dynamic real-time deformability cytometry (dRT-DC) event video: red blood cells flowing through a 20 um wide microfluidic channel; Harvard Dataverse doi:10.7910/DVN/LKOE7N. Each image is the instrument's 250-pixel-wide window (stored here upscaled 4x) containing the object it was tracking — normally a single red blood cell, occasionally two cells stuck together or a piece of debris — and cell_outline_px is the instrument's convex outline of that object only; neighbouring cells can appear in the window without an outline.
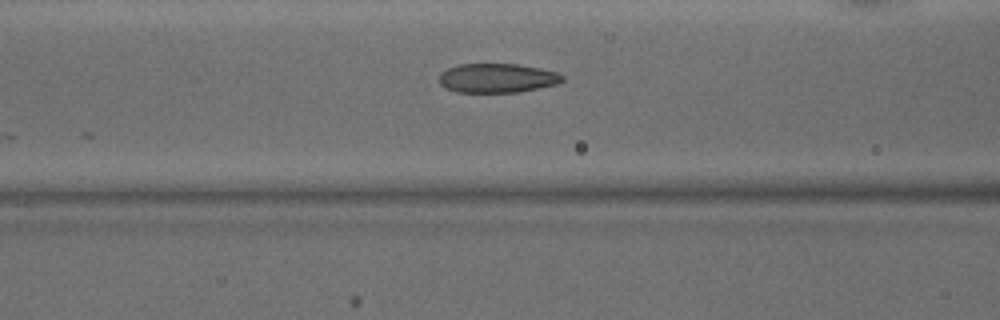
{"species": "common noctule bat (a hibernating species)", "species_latin": "Nyctalus noctula", "temperature_condition": "warm", "stored_images_in_passage": 14, "camera_frame_rate_fps": 3000, "um_per_image_px": 0.085, "animal": {"sex": "male", "body_mass_g": 15.6}, "frame": {"image": 1, "passage_image": 10, "time_ms": 3.0, "image_size_px": [1000, 320], "cell_outline_px": [[564, 80], [560, 84], [520, 92], [456, 92], [440, 84], [440, 72], [448, 68], [460, 64], [516, 64], [540, 68], [556, 72], [564, 76]], "centroid_in_image_um": [42.3, 6.64], "position_along_channel_um": 124.3, "area_um2": 21.04}}